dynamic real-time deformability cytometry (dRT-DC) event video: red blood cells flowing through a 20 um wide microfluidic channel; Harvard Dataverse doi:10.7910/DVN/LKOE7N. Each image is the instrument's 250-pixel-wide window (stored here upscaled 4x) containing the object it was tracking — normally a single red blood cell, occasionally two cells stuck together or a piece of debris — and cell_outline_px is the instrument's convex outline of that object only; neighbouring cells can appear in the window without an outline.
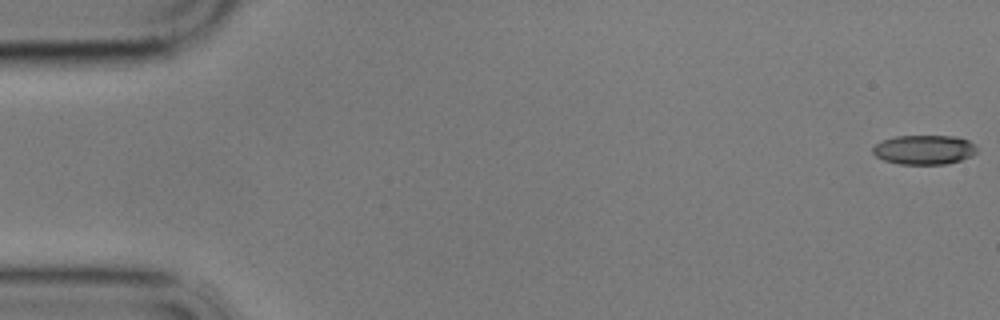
{"species": "common noctule bat (a hibernating species)", "species_latin": "Nyctalus noctula", "temperature_condition": "cold", "stored_images_in_passage": 5, "camera_frame_rate_fps": 3000, "um_per_image_px": 0.085, "animal": {"sex": "male", "body_mass_g": 17.9}, "frame": {"image": 1, "passage_image": 1, "time_ms": 0.0, "image_size_px": [1000, 320], "cell_outline_px": [[976, 152], [972, 156], [960, 160], [944, 164], [900, 164], [884, 160], [876, 156], [872, 152], [872, 148], [876, 144], [884, 140], [896, 136], [956, 136], [968, 140], [976, 144]], "centroid_in_image_um": [78.57, 12.72], "position_along_channel_um": 6.4, "area_um2": 17.8}}
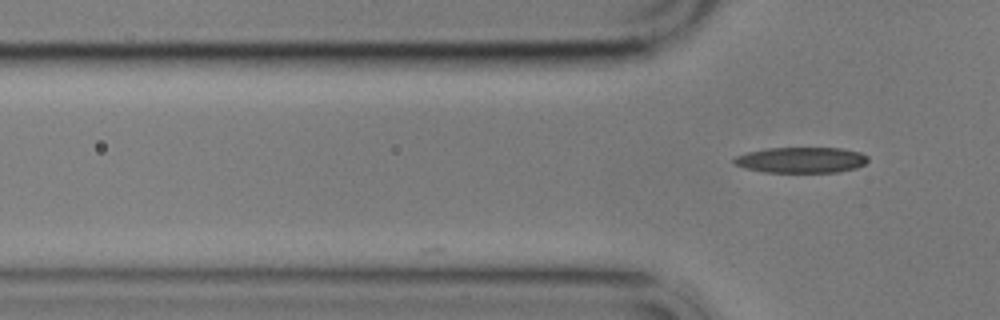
{"frame": {"image": 2, "passage_image": 5, "time_ms": 5.333, "image_size_px": [1000, 320], "cell_outline_px": [[868, 160], [864, 164], [856, 168], [836, 172], [764, 172], [744, 168], [732, 164], [732, 160], [736, 156], [748, 152], [764, 148], [844, 148], [860, 152], [868, 156]], "centroid_in_image_um": [68.08, 13.59], "position_along_channel_um": 57.7, "area_um2": 20.23}}